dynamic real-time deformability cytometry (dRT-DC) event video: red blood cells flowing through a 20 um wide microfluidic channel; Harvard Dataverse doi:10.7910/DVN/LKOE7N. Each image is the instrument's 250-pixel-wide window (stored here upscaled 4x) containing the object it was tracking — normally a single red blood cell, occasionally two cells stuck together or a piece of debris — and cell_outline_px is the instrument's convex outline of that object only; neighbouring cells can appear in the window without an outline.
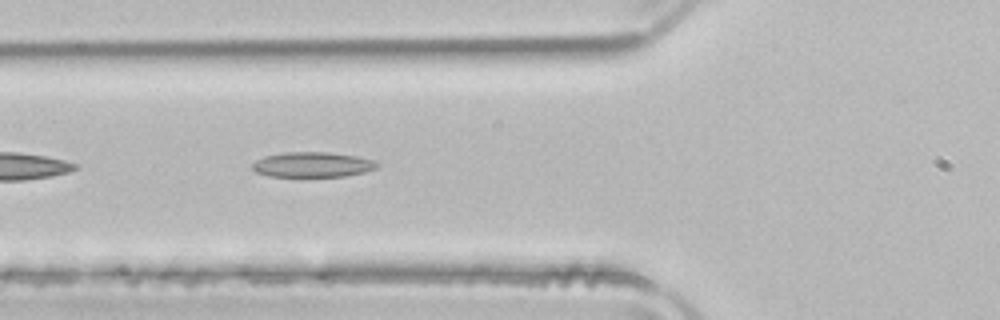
{"species": "common noctule bat (a hibernating species)", "species_latin": "Nyctalus noctula", "temperature_condition": "room temperature", "stored_images_in_passage": 24, "camera_frame_rate_fps": 3000, "um_per_image_px": 0.085, "animal": {"sex": "male", "body_mass_g": 21.5, "forearm_length_mm": 52.0}, "frame": {"image": 1, "passage_image": 5, "time_ms": 1.333, "image_size_px": [1000, 320], "cell_outline_px": [[380, 164], [376, 168], [364, 172], [344, 176], [268, 176], [256, 172], [252, 168], [252, 164], [256, 160], [264, 156], [284, 152], [328, 152], [356, 156], [376, 160]], "centroid_in_image_um": [26.57, 13.98], "position_along_channel_um": 99.2, "area_um2": 18.26}}
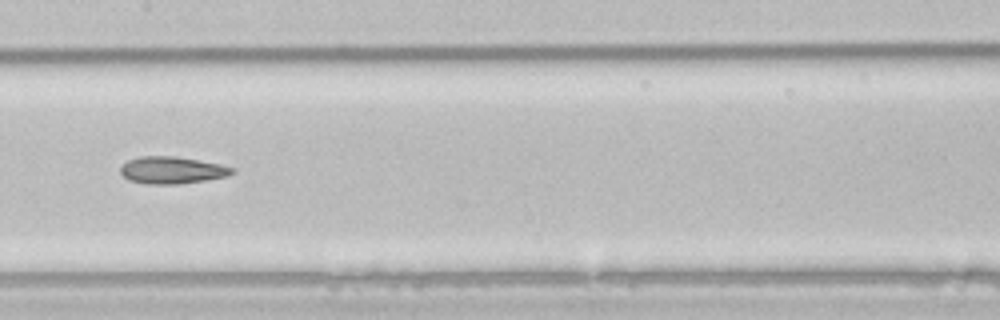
{"frame": {"image": 2, "passage_image": 12, "time_ms": 3.667, "image_size_px": [1000, 320], "cell_outline_px": [[232, 172], [228, 176], [204, 180], [176, 184], [144, 184], [128, 180], [120, 172], [120, 168], [128, 160], [140, 156], [176, 156], [220, 164], [232, 168]], "centroid_in_image_um": [14.57, 14.46], "position_along_channel_um": 192.8, "area_um2": 17.46}}
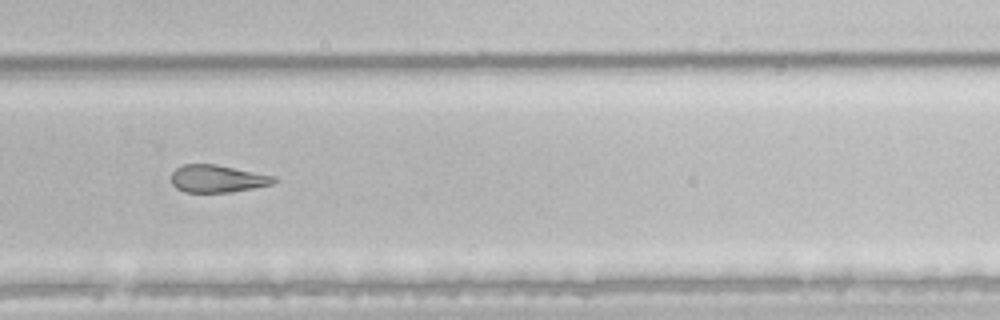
{"frame": {"image": 3, "passage_image": 21, "time_ms": 6.667, "image_size_px": [1000, 320], "cell_outline_px": [[276, 180], [272, 184], [252, 188], [228, 192], [184, 192], [176, 188], [172, 184], [172, 172], [176, 168], [184, 164], [216, 164], [276, 176]], "centroid_in_image_um": [18.46, 15.18], "position_along_channel_um": 311.3, "area_um2": 16.36}}